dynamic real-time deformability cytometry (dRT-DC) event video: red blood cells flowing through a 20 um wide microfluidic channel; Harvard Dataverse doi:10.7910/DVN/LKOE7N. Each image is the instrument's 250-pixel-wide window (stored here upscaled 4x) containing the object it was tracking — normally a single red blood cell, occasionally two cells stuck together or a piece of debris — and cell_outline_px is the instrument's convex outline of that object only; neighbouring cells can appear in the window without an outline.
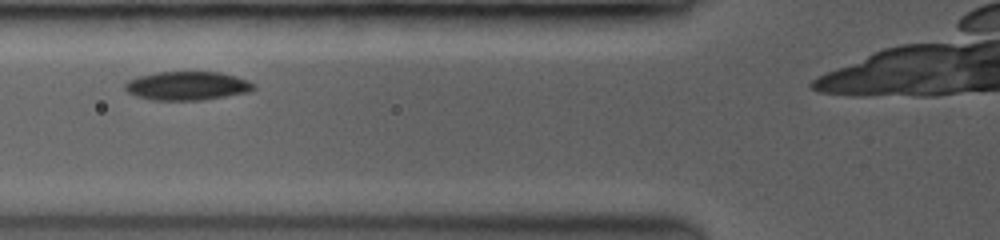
{"species": "common noctule bat (a hibernating species)", "species_latin": "Nyctalus noctula", "temperature_condition": "room temperature", "stored_images_in_passage": 37, "camera_frame_rate_fps": 3500, "um_per_image_px": 0.085, "animal": {"sex": "female", "body_mass_g": 19.0, "forearm_length_mm": 53.3}, "frame": {"image": 1, "passage_image": 4, "time_ms": 0.857, "image_size_px": [1000, 240], "cell_outline_px": [[256, 88], [248, 92], [200, 100], [156, 100], [140, 96], [128, 92], [124, 88], [124, 84], [128, 80], [140, 76], [156, 72], [220, 72], [236, 76], [248, 80]], "centroid_in_image_um": [15.92, 7.28], "position_along_channel_um": 109.9, "area_um2": 21.21}}
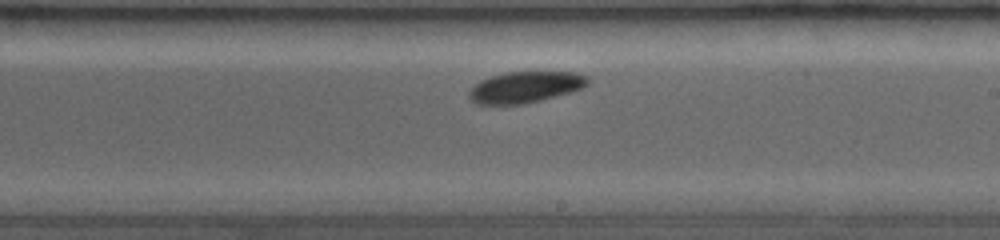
{"frame": {"image": 2, "passage_image": 18, "time_ms": 4.286, "image_size_px": [1000, 240], "cell_outline_px": [[588, 84], [580, 88], [568, 92], [520, 104], [480, 104], [472, 100], [472, 88], [480, 80], [504, 72], [572, 72], [588, 76]], "centroid_in_image_um": [44.66, 7.38], "position_along_channel_um": 244.3, "area_um2": 20.75}}
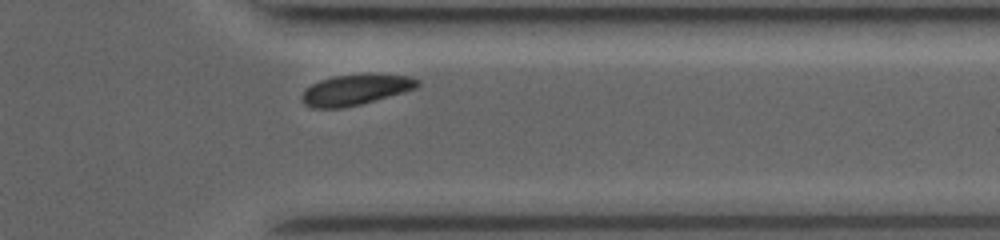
{"frame": {"image": 3, "passage_image": 32, "time_ms": 7.714, "image_size_px": [1000, 240], "cell_outline_px": [[420, 84], [416, 88], [404, 92], [360, 104], [340, 108], [312, 108], [304, 104], [300, 100], [300, 96], [304, 88], [320, 80], [336, 76], [408, 76], [420, 80]], "centroid_in_image_um": [30.13, 7.67], "position_along_channel_um": 381.3, "area_um2": 20.0}}